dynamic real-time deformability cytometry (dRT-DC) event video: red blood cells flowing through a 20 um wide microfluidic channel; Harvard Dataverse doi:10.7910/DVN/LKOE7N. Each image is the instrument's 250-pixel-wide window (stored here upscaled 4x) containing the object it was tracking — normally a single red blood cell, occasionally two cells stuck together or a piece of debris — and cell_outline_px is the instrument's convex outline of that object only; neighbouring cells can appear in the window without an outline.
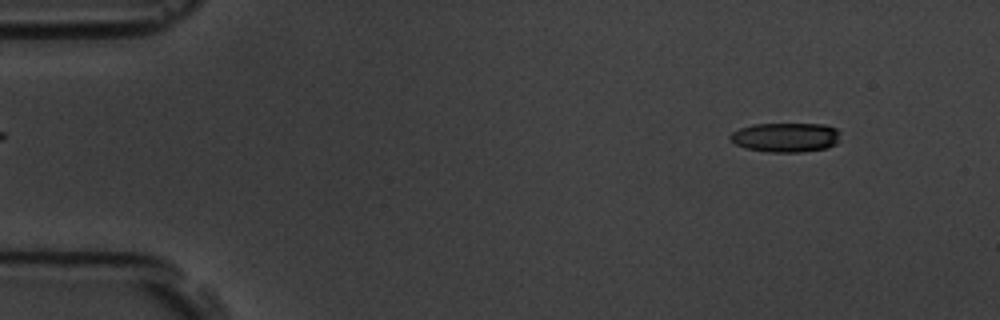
{"species": "common noctule bat (a hibernating species)", "species_latin": "Nyctalus noctula", "temperature_condition": "room temperature", "stored_images_in_passage": 10, "camera_frame_rate_fps": 3000, "um_per_image_px": 0.085, "animal": {"sex": "male", "body_mass_g": 19.5, "forearm_length_mm": 54.6}, "frame": {"image": 1, "passage_image": 1, "time_ms": 0.0, "image_size_px": [1000, 320], "cell_outline_px": [[840, 140], [836, 144], [828, 148], [800, 152], [768, 152], [744, 148], [736, 144], [728, 136], [732, 132], [740, 128], [752, 124], [824, 124], [836, 128], [840, 132]], "centroid_in_image_um": [66.81, 11.67], "position_along_channel_um": 18.2, "area_um2": 19.07}}
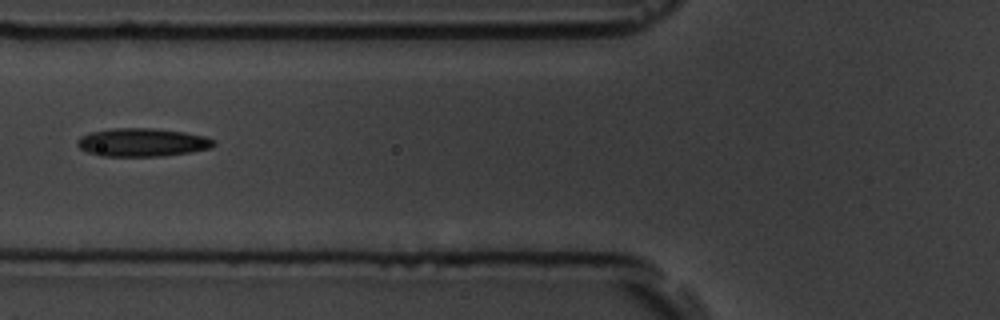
{"frame": {"image": 2, "passage_image": 5, "time_ms": 5.333, "image_size_px": [1000, 320], "cell_outline_px": [[216, 144], [208, 148], [192, 152], [164, 156], [100, 156], [88, 152], [80, 148], [76, 144], [76, 140], [80, 136], [88, 132], [112, 128], [156, 128], [184, 132], [204, 136], [216, 140]], "centroid_in_image_um": [12.07, 12.09], "position_along_channel_um": 113.7, "area_um2": 22.72}}
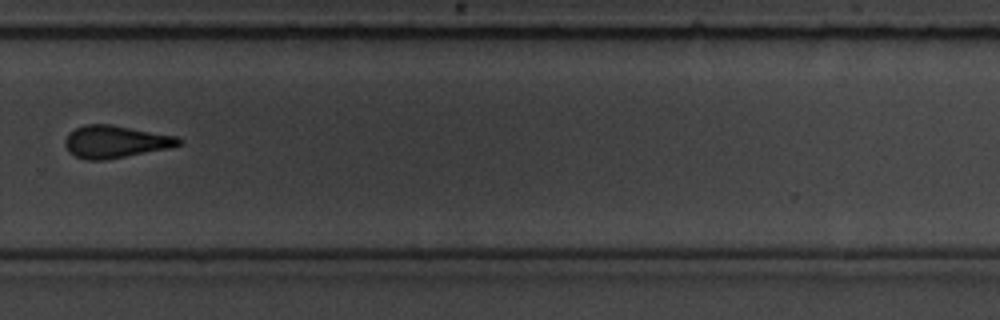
{"frame": {"image": 3, "passage_image": 10, "time_ms": 11.0, "image_size_px": [1000, 320], "cell_outline_px": [[184, 140], [180, 144], [172, 148], [108, 160], [88, 160], [76, 156], [68, 152], [64, 144], [64, 140], [76, 128], [84, 124], [112, 124], [176, 136]], "centroid_in_image_um": [9.84, 12.05], "position_along_channel_um": 320.0, "area_um2": 21.68}}